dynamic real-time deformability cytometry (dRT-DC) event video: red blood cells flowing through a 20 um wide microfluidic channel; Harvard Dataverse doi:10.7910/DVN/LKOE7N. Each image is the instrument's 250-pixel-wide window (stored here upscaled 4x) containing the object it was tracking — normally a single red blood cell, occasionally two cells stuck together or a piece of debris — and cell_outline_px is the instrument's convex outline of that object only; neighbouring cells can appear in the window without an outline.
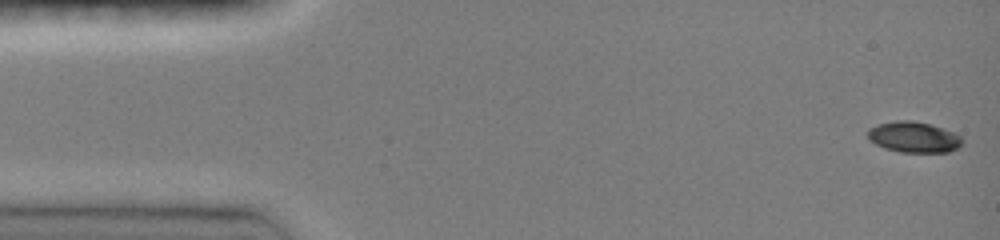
{"species": "common noctule bat (a hibernating species)", "species_latin": "Nyctalus noctula", "temperature_condition": "room temperature", "stored_images_in_passage": 46, "camera_frame_rate_fps": 3000, "um_per_image_px": 0.085, "animal": {"sex": "female", "body_mass_g": 19.0, "forearm_length_mm": 51.5}, "frame": {"image": 1, "passage_image": 1, "time_ms": 0.0, "image_size_px": [1000, 240], "cell_outline_px": [[960, 144], [956, 148], [948, 152], [900, 152], [884, 148], [868, 140], [868, 128], [876, 124], [896, 120], [912, 120], [928, 124], [952, 132], [960, 136]], "centroid_in_image_um": [77.58, 11.65], "position_along_channel_um": 7.4, "area_um2": 16.76}}
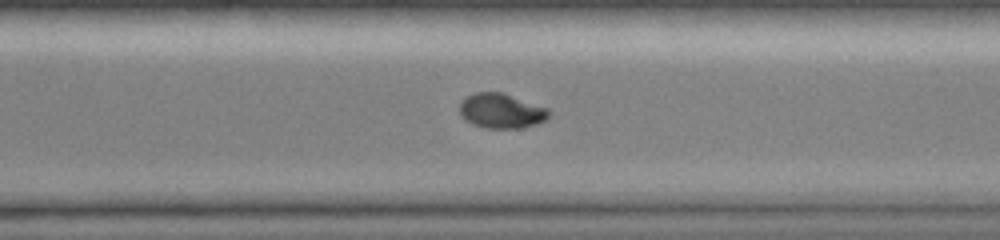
{"frame": {"image": 2, "passage_image": 33, "time_ms": 10.667, "image_size_px": [1000, 240], "cell_outline_px": [[552, 112], [548, 120], [536, 124], [520, 128], [488, 128], [472, 124], [464, 120], [460, 116], [460, 100], [476, 92], [504, 92], [548, 108]], "centroid_in_image_um": [42.64, 9.42], "position_along_channel_um": 328.0, "area_um2": 18.44}}
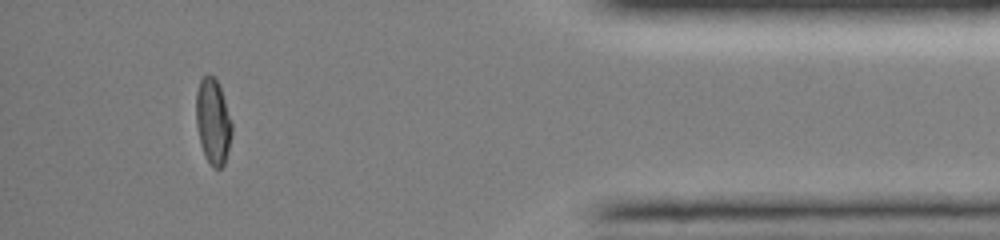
{"frame": {"image": 3, "passage_image": 42, "time_ms": 13.667, "image_size_px": [1000, 240], "cell_outline_px": [[232, 132], [224, 164], [220, 168], [212, 168], [204, 156], [196, 124], [196, 92], [200, 80], [204, 76], [212, 76], [216, 80], [220, 88], [232, 124]], "centroid_in_image_um": [18.09, 10.35], "position_along_channel_um": 417.1, "area_um2": 17.51}, "authors_computed_cell_mechanics": {"area_um2": 18.4093, "velocity_mm_per_s": 4.1419, "shape_relaxation_time_tau1_ms": 5.2918, "shape_relaxation_time_tau2_ms": 6.5068, "deformation_change_tau1": 0.187, "deformation_change_tau2": 0.0522}}